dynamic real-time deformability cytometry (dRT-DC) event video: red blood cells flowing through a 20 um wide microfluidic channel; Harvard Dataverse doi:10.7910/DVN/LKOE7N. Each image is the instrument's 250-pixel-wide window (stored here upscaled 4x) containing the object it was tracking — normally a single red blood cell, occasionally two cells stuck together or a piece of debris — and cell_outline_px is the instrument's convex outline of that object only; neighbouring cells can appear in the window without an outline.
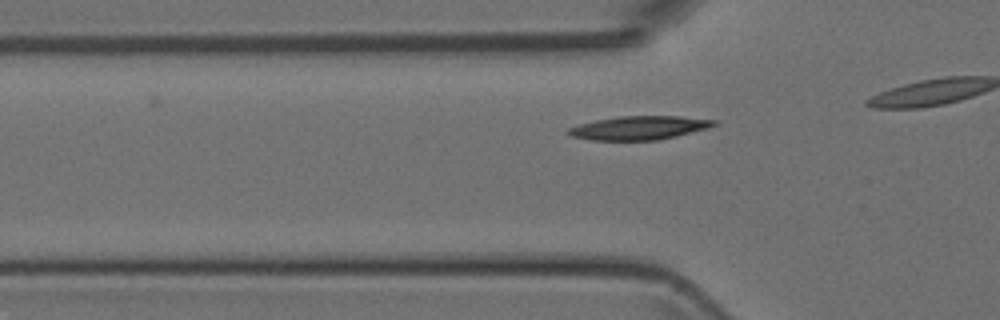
{"species": "Egyptian fruit bat (a non-hibernating species)", "species_latin": "Rousettus aegyptiacus", "temperature_condition": "room temperature", "stored_images_in_passage": 13, "camera_frame_rate_fps": 3000, "um_per_image_px": 0.085, "animal": {"sex": "female"}, "frame": {"image": 1, "passage_image": 8, "time_ms": 2.333, "image_size_px": [1000, 320], "cell_outline_px": [[720, 120], [716, 124], [708, 128], [676, 136], [656, 140], [592, 140], [572, 136], [568, 132], [568, 128], [580, 124], [596, 120], [620, 116], [680, 116]], "centroid_in_image_um": [54.38, 10.86], "position_along_channel_um": 71.4, "area_um2": 19.94}}